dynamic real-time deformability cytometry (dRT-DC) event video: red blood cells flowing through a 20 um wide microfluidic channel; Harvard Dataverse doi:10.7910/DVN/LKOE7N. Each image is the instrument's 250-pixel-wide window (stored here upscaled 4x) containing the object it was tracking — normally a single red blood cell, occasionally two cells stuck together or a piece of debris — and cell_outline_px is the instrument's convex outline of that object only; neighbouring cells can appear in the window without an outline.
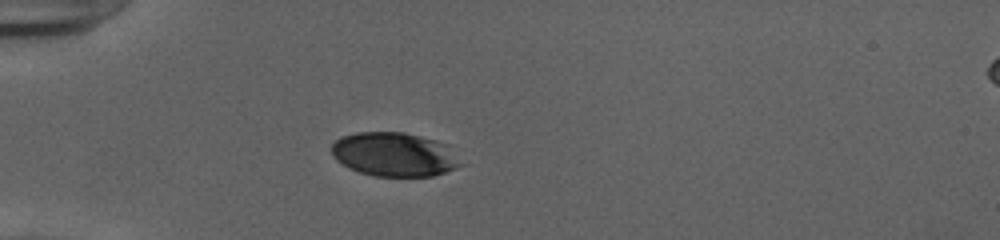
{"species": "human", "species_latin": "Homo sapiens", "temperature_condition": "cold", "stored_images_in_passage": 38, "camera_frame_rate_fps": 3000, "um_per_image_px": 0.085, "donor": {"sex": "female"}, "frame": {"image": 1, "passage_image": 1, "time_ms": 0.0, "image_size_px": [1000, 240], "cell_outline_px": [[468, 164], [432, 176], [376, 176], [360, 172], [348, 168], [336, 160], [332, 156], [332, 144], [336, 140], [344, 136], [356, 132], [404, 132], [436, 140], [448, 144]], "centroid_in_image_um": [33.6, 13.13], "position_along_channel_um": 51.4, "area_um2": 33.58}}
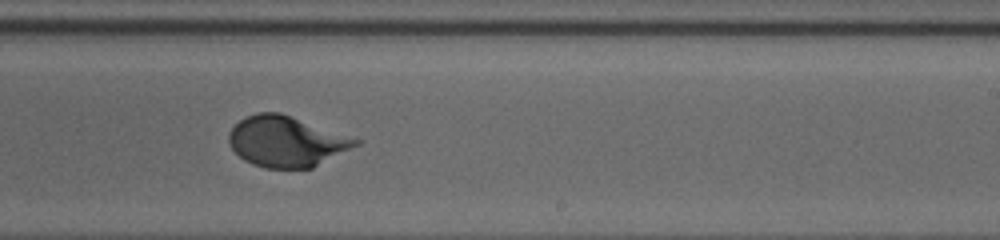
{"frame": {"image": 2, "passage_image": 19, "time_ms": 6.0, "image_size_px": [1000, 240], "cell_outline_px": [[364, 140], [360, 144], [312, 168], [264, 168], [252, 164], [244, 160], [228, 144], [228, 132], [244, 116], [256, 112], [280, 112]], "centroid_in_image_um": [24.35, 12.01], "position_along_channel_um": 264.6, "area_um2": 37.69}}
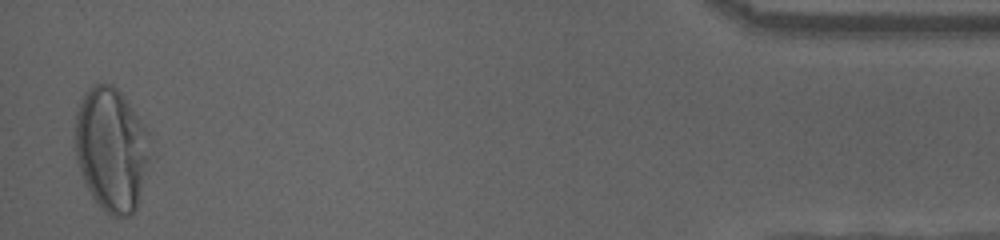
{"frame": {"image": 3, "passage_image": 37, "time_ms": 12.0, "image_size_px": [1000, 240], "cell_outline_px": [[148, 156], [136, 208], [128, 216], [112, 216], [92, 196], [80, 172], [76, 156], [76, 112], [84, 92], [96, 84], [112, 84], [124, 96], [148, 132]], "centroid_in_image_um": [9.44, 12.65], "position_along_channel_um": 425.8, "area_um2": 52.66}}